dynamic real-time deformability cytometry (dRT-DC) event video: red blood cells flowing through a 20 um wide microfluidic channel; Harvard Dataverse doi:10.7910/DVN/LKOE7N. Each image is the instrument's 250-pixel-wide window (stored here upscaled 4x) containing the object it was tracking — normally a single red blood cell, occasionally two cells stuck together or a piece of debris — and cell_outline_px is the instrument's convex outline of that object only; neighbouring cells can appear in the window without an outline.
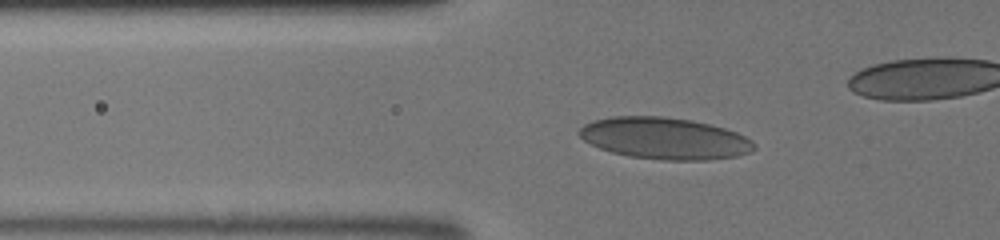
{"species": "human", "species_latin": "Homo sapiens", "temperature_condition": "room temperature", "stored_images_in_passage": 40, "camera_frame_rate_fps": 3000, "um_per_image_px": 0.085, "donor": {"sex": "male"}, "frame": {"image": 1, "passage_image": 11, "time_ms": 3.333, "image_size_px": [1000, 240], "cell_outline_px": [[756, 148], [752, 152], [736, 156], [708, 160], [660, 160], [628, 156], [612, 152], [600, 148], [584, 140], [576, 132], [584, 124], [592, 120], [612, 116], [664, 116], [692, 120], [724, 128], [736, 132], [752, 140], [756, 144]], "centroid_in_image_um": [56.49, 11.76], "position_along_channel_um": 69.3, "area_um2": 42.71}}
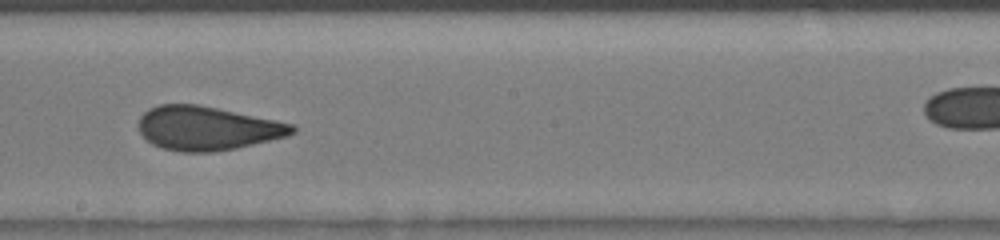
{"frame": {"image": 2, "passage_image": 22, "time_ms": 7.0, "image_size_px": [1000, 240], "cell_outline_px": [[296, 132], [288, 136], [236, 148], [216, 152], [180, 152], [164, 148], [152, 144], [140, 132], [140, 116], [148, 108], [156, 104], [196, 104], [216, 108], [292, 124], [296, 128]], "centroid_in_image_um": [17.59, 10.91], "position_along_channel_um": 230.6, "area_um2": 38.96}}
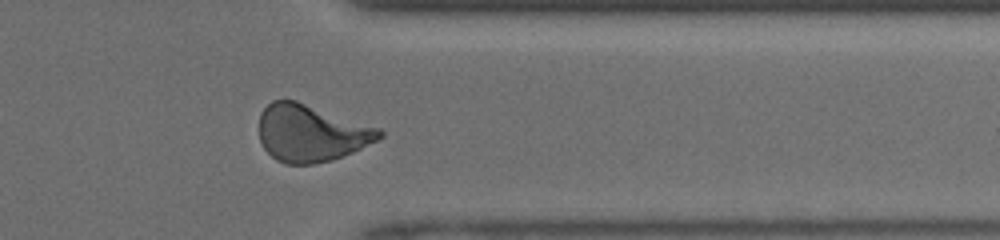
{"frame": {"image": 3, "passage_image": 32, "time_ms": 10.333, "image_size_px": [1000, 240], "cell_outline_px": [[384, 136], [352, 152], [332, 160], [312, 164], [284, 164], [276, 160], [264, 148], [260, 140], [260, 112], [272, 100], [296, 100], [380, 128], [384, 132]], "centroid_in_image_um": [26.43, 11.31], "position_along_channel_um": 385.0, "area_um2": 39.82}}